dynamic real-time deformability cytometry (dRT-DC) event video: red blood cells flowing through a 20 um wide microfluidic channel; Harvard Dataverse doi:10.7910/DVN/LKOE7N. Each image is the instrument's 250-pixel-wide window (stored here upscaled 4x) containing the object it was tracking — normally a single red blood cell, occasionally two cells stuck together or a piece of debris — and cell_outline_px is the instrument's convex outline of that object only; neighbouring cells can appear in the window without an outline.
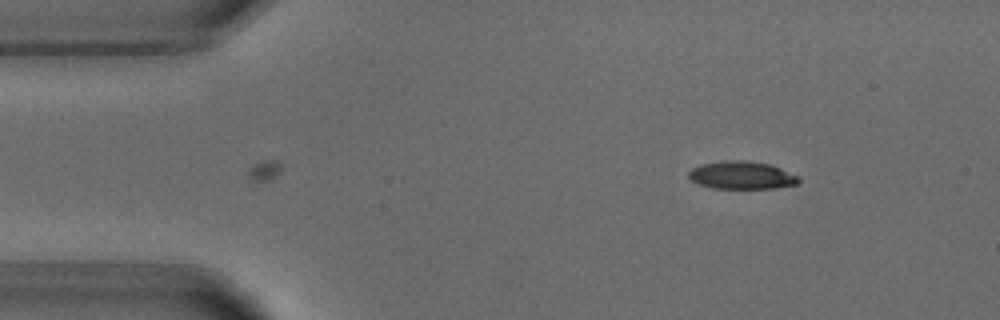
{"species": "common noctule bat (a hibernating species)", "species_latin": "Nyctalus noctula", "temperature_condition": "warm", "stored_images_in_passage": 4, "camera_frame_rate_fps": 3000, "um_per_image_px": 0.085, "animal": {"sex": "male", "body_mass_g": 18.8}, "frame": {"image": 1, "passage_image": 4, "time_ms": 3.333, "image_size_px": [1000, 320], "cell_outline_px": [[800, 180], [796, 184], [776, 188], [712, 188], [688, 180], [688, 172], [692, 168], [700, 164], [724, 160], [748, 160], [772, 164], [800, 176]], "centroid_in_image_um": [63.04, 14.88], "position_along_channel_um": 22.0, "area_um2": 18.15}}